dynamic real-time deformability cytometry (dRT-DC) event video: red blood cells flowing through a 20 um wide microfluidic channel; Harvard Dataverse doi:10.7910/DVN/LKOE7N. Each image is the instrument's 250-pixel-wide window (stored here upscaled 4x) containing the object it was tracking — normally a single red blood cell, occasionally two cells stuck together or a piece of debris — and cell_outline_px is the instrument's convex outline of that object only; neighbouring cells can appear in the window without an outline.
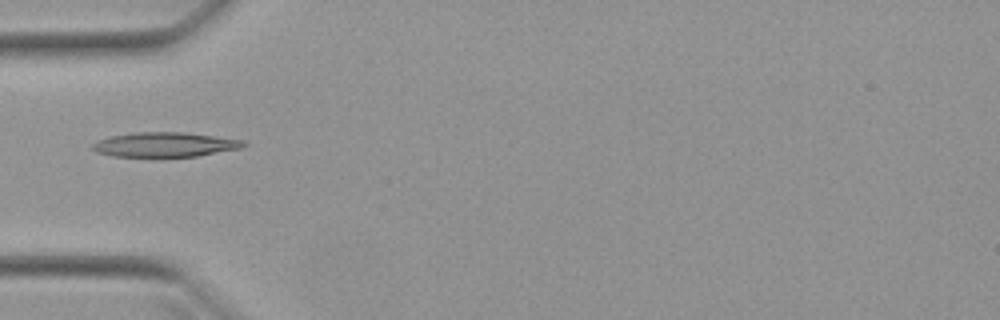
{"species": "Egyptian fruit bat (a non-hibernating species)", "species_latin": "Rousettus aegyptiacus", "temperature_condition": "warm", "stored_images_in_passage": 15, "camera_frame_rate_fps": 3000, "um_per_image_px": 0.085, "animal": {"sex": "female"}, "frame": {"image": 1, "passage_image": 1, "time_ms": 0.0, "image_size_px": [1000, 320], "cell_outline_px": [[248, 144], [240, 148], [196, 156], [112, 156], [96, 152], [92, 148], [92, 144], [96, 140], [112, 136], [132, 132], [184, 132], [244, 140]], "centroid_in_image_um": [13.99, 12.28], "position_along_channel_um": 71.0, "area_um2": 21.5}}
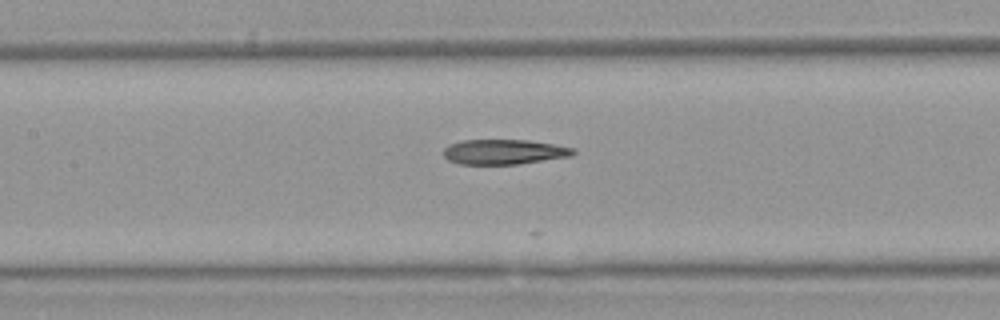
{"frame": {"image": 2, "passage_image": 8, "time_ms": 2.333, "image_size_px": [1000, 320], "cell_outline_px": [[576, 152], [572, 156], [516, 164], [460, 164], [448, 160], [444, 156], [444, 148], [448, 144], [460, 140], [528, 140], [576, 148]], "centroid_in_image_um": [42.83, 12.9], "position_along_channel_um": 164.6, "area_um2": 18.9}}
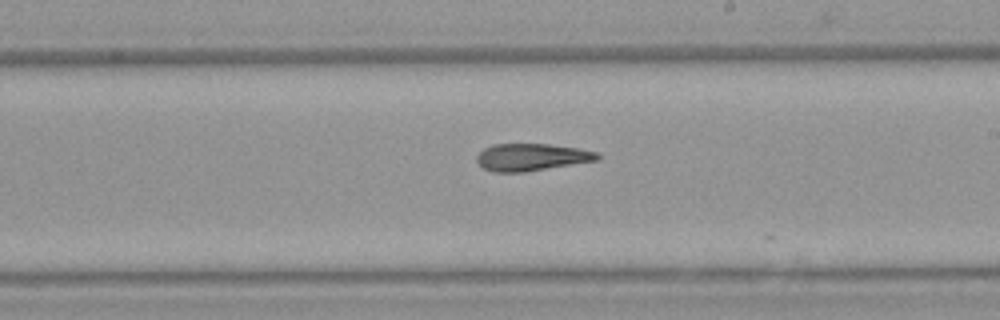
{"frame": {"image": 3, "passage_image": 14, "time_ms": 4.333, "image_size_px": [1000, 320], "cell_outline_px": [[600, 160], [524, 172], [492, 172], [484, 168], [476, 160], [476, 156], [484, 148], [492, 144], [548, 144], [576, 148], [596, 152], [600, 156]], "centroid_in_image_um": [45.17, 13.36], "position_along_channel_um": 243.8, "area_um2": 19.07}}